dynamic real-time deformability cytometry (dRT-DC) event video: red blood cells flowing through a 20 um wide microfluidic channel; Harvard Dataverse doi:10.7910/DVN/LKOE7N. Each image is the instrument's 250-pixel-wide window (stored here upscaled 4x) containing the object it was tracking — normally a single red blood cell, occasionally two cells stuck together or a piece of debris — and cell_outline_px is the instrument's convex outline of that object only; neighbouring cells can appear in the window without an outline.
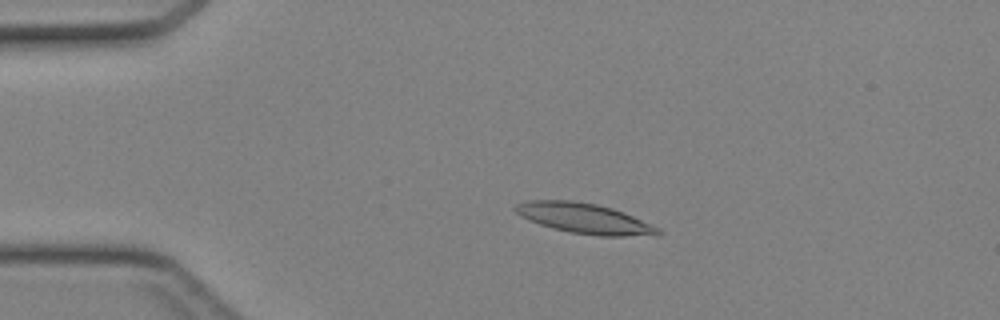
{"species": "Egyptian fruit bat (a non-hibernating species)", "species_latin": "Rousettus aegyptiacus", "temperature_condition": "cold", "stored_images_in_passage": 36, "camera_frame_rate_fps": 3000, "um_per_image_px": 0.085, "animal": {"sex": "female"}, "frame": {"image": 1, "passage_image": 1, "time_ms": 0.0, "image_size_px": [1000, 320], "cell_outline_px": [[660, 232], [624, 236], [600, 236], [572, 232], [540, 224], [528, 220], [520, 216], [512, 208], [516, 204], [524, 200], [572, 200], [596, 204], [612, 208], [624, 212], [660, 228]], "centroid_in_image_um": [49.57, 18.53], "position_along_channel_um": 35.4, "area_um2": 24.68}}
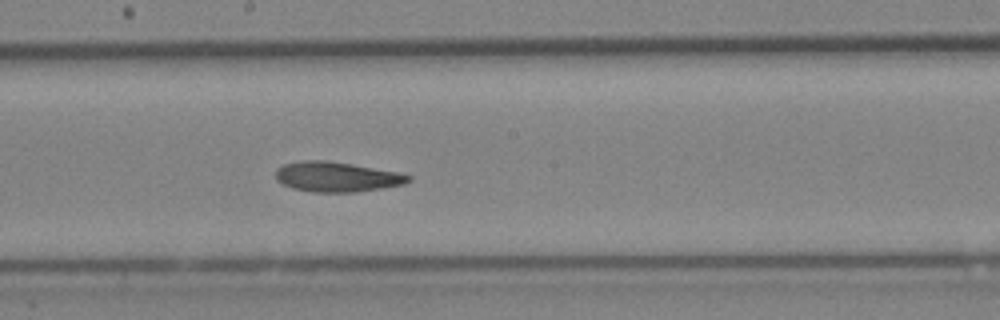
{"frame": {"image": 2, "passage_image": 16, "time_ms": 5.0, "image_size_px": [1000, 320], "cell_outline_px": [[412, 180], [404, 184], [356, 192], [312, 192], [292, 188], [276, 180], [276, 168], [284, 164], [304, 160], [328, 160], [352, 164], [396, 172], [412, 176]], "centroid_in_image_um": [28.6, 15.03], "position_along_channel_um": 219.6, "area_um2": 23.12}}
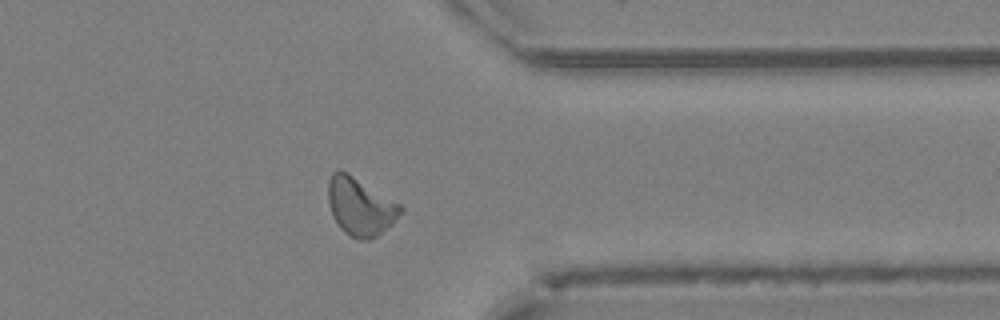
{"frame": {"image": 3, "passage_image": 27, "time_ms": 8.667, "image_size_px": [1000, 320], "cell_outline_px": [[404, 208], [392, 224], [376, 236], [368, 240], [360, 240], [348, 236], [340, 228], [332, 216], [328, 200], [328, 180], [332, 172], [336, 168], [340, 168], [348, 172], [400, 204]], "centroid_in_image_um": [30.58, 17.54], "position_along_channel_um": 380.8, "area_um2": 24.57}}